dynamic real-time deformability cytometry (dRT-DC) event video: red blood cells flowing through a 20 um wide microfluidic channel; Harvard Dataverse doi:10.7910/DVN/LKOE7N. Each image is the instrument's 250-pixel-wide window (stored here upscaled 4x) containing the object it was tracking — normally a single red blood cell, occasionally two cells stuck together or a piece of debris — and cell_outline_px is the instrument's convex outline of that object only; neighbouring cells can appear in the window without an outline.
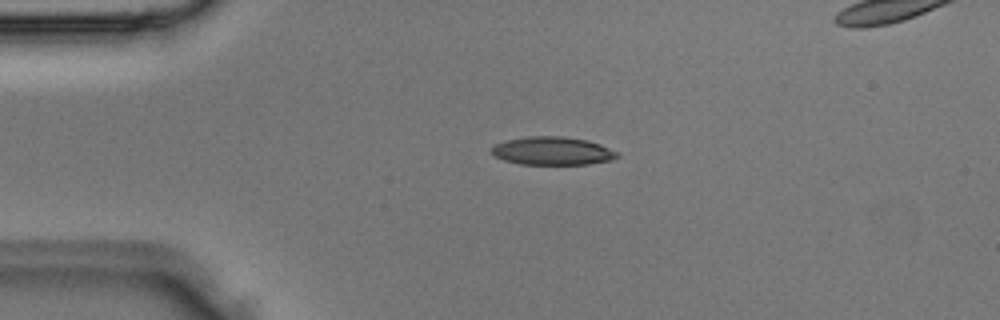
{"species": "Egyptian fruit bat (a non-hibernating species)", "species_latin": "Rousettus aegyptiacus", "temperature_condition": "room temperature", "stored_images_in_passage": 3, "camera_frame_rate_fps": 3000, "um_per_image_px": 0.085, "animal": {"sex": "male"}, "frame": {"image": 1, "passage_image": 2, "time_ms": 0.333, "image_size_px": [1000, 320], "cell_outline_px": [[620, 156], [612, 160], [588, 164], [520, 164], [504, 160], [488, 152], [488, 148], [504, 140], [528, 136], [560, 136], [588, 140], [600, 144], [620, 152]], "centroid_in_image_um": [46.95, 12.82], "position_along_channel_um": 38.1, "area_um2": 20.92}}